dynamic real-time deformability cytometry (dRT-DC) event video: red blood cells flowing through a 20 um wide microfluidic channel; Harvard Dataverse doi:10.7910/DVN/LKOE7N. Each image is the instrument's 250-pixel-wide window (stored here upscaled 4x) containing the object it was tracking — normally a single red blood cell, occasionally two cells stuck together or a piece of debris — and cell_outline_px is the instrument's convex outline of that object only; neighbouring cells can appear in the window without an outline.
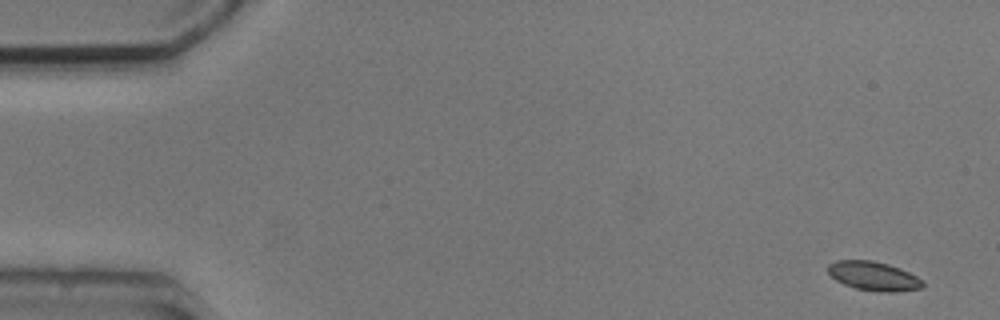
{"species": "common noctule bat (a hibernating species)", "species_latin": "Nyctalus noctula", "temperature_condition": "cold", "stored_images_in_passage": 4, "camera_frame_rate_fps": 3000, "um_per_image_px": 0.085, "animal": {"sex": "male", "body_mass_g": 20.5, "forearm_length_mm": 52.5}, "frame": {"image": 1, "passage_image": 1, "time_ms": 0.0, "image_size_px": [1000, 320], "cell_outline_px": [[924, 284], [920, 288], [896, 292], [880, 292], [856, 288], [844, 284], [836, 280], [828, 272], [828, 264], [836, 260], [872, 260], [888, 264], [900, 268], [924, 280]], "centroid_in_image_um": [74.26, 23.46], "position_along_channel_um": 10.7, "area_um2": 16.01}}
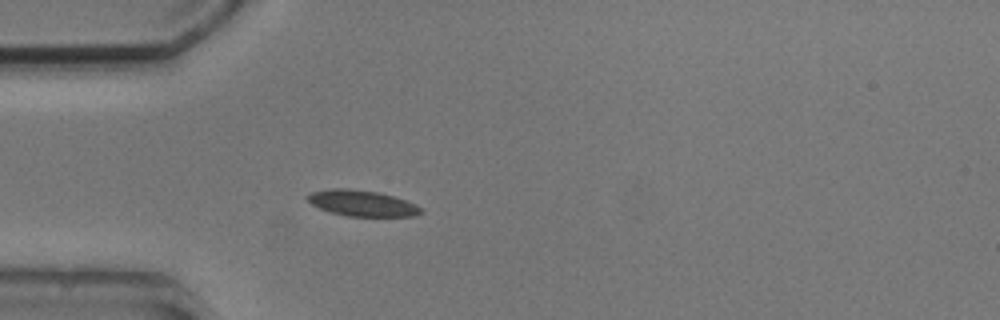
{"frame": {"image": 2, "passage_image": 4, "time_ms": 4.333, "image_size_px": [1000, 320], "cell_outline_px": [[424, 212], [412, 216], [348, 216], [328, 212], [312, 204], [308, 200], [308, 196], [312, 192], [332, 188], [348, 188], [376, 192], [392, 196], [416, 204], [424, 208]], "centroid_in_image_um": [30.8, 17.28], "position_along_channel_um": 54.2, "area_um2": 16.99}}